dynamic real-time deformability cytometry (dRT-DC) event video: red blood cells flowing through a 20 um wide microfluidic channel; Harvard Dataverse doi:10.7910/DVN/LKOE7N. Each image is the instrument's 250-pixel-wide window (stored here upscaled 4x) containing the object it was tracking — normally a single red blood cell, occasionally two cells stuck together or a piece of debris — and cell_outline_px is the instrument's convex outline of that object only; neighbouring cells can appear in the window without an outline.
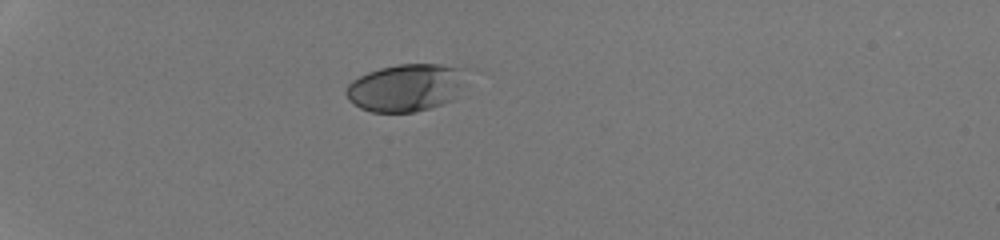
{"species": "human", "species_latin": "Homo sapiens", "temperature_condition": "room temperature", "stored_images_in_passage": 35, "camera_frame_rate_fps": 3000, "um_per_image_px": 0.085, "donor": {"sex": "male"}, "frame": {"image": 1, "passage_image": 1, "time_ms": 0.0, "image_size_px": [1000, 240], "cell_outline_px": [[476, 68], [452, 100], [416, 112], [372, 112], [360, 108], [348, 100], [344, 92], [348, 84], [352, 80], [368, 72], [380, 68], [400, 64], [440, 64]], "centroid_in_image_um": [34.6, 7.41], "position_along_channel_um": 50.4, "area_um2": 34.1}}
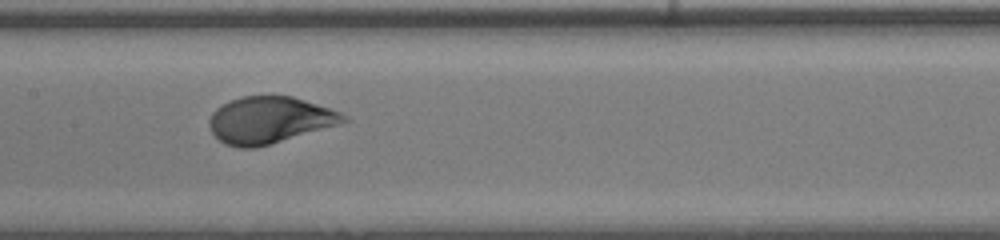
{"frame": {"image": 2, "passage_image": 14, "time_ms": 4.333, "image_size_px": [1000, 240], "cell_outline_px": [[352, 120], [256, 148], [240, 148], [224, 144], [212, 132], [208, 124], [208, 120], [212, 112], [216, 108], [228, 100], [244, 96], [292, 96], [340, 112], [348, 116]], "centroid_in_image_um": [22.87, 10.2], "position_along_channel_um": 184.5, "area_um2": 36.36}}
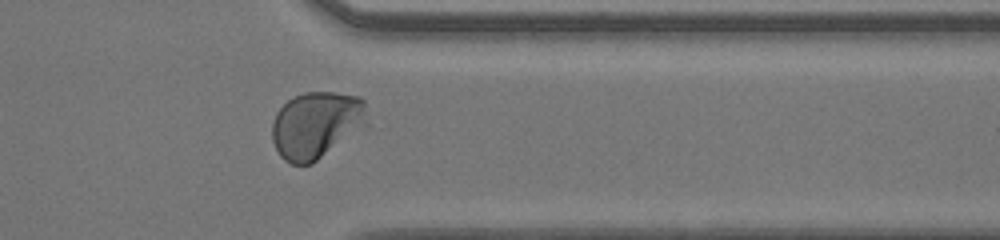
{"frame": {"image": 3, "passage_image": 28, "time_ms": 9.0, "image_size_px": [1000, 240], "cell_outline_px": [[368, 124], [312, 164], [292, 164], [284, 160], [280, 156], [272, 140], [272, 124], [276, 112], [288, 100], [304, 92], [336, 92], [360, 96], [364, 100]], "centroid_in_image_um": [26.89, 10.61], "position_along_channel_um": 384.5, "area_um2": 37.11}, "authors_computed_cell_mechanics": {"area_um2": 35.6626, "velocity_mm_per_s": 4.2764, "shape_relaxation_time_tau1_ms": 3.7436, "shape_relaxation_time_tau2_ms": null, "deformation_change_tau1": 0.1915, "deformation_change_tau2": null}}